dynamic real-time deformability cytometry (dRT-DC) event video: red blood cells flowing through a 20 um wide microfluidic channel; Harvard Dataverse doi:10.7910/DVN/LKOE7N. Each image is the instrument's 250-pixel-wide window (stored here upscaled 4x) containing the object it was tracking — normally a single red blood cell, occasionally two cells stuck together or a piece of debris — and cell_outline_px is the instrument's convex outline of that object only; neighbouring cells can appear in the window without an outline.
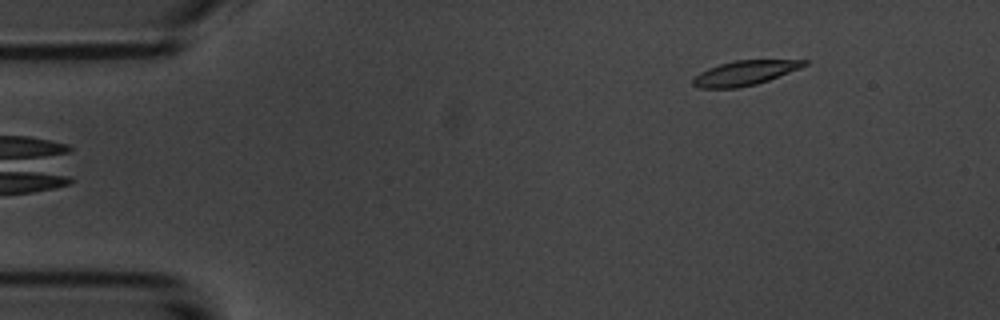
{"species": "common noctule bat (a hibernating species)", "species_latin": "Nyctalus noctula", "temperature_condition": "room temperature", "stored_images_in_passage": 6, "camera_frame_rate_fps": 3000, "um_per_image_px": 0.085, "animal": {"sex": "male", "body_mass_g": 20.1, "forearm_length_mm": 53.5}, "frame": {"image": 1, "passage_image": 6, "time_ms": 6.0, "image_size_px": [1000, 320], "cell_outline_px": [[808, 64], [800, 68], [768, 80], [756, 84], [736, 88], [700, 88], [692, 84], [692, 80], [700, 72], [708, 68], [720, 64], [736, 60], [808, 60]], "centroid_in_image_um": [63.29, 6.2], "position_along_channel_um": 21.7, "area_um2": 15.78}}